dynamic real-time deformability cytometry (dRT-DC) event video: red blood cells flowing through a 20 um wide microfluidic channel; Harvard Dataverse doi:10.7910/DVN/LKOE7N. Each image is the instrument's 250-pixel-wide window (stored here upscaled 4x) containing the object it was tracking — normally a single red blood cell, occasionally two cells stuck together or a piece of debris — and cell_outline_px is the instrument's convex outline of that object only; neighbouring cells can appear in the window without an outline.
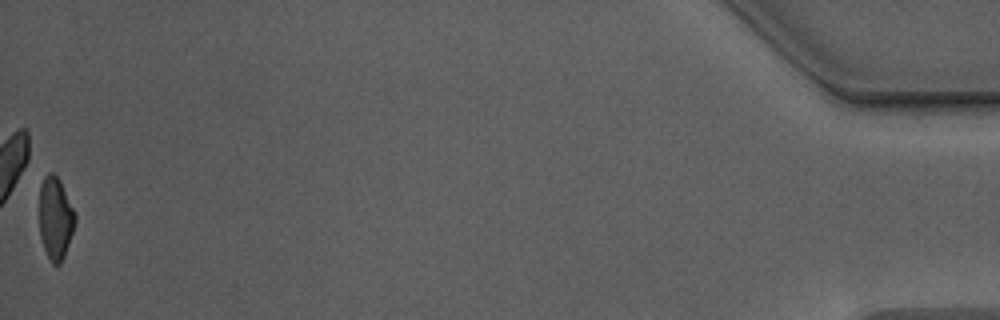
{"species": "Egyptian fruit bat (a non-hibernating species)", "species_latin": "Rousettus aegyptiacus", "temperature_condition": "warm", "stored_images_in_passage": 54, "camera_frame_rate_fps": 3000, "um_per_image_px": 0.085, "animal": {"sex": "male"}, "frame": {"image": 1, "passage_image": 54, "time_ms": 17.667, "image_size_px": [1000, 320], "cell_outline_px": [[76, 220], [64, 256], [60, 264], [52, 264], [44, 248], [40, 236], [40, 188], [44, 176], [48, 172], [52, 172], [60, 180], [76, 212]], "centroid_in_image_um": [4.72, 18.52], "position_along_channel_um": 430.5, "area_um2": 17.11}, "authors_computed_cell_mechanics": {"area_um2": 18.1781, "velocity_mm_per_s": 3.7669, "shape_relaxation_time_tau1_ms": 4.7683, "shape_relaxation_time_tau2_ms": 1.5888, "deformation_change_tau1": 0.1686, "deformation_change_tau2": 0.0913}}